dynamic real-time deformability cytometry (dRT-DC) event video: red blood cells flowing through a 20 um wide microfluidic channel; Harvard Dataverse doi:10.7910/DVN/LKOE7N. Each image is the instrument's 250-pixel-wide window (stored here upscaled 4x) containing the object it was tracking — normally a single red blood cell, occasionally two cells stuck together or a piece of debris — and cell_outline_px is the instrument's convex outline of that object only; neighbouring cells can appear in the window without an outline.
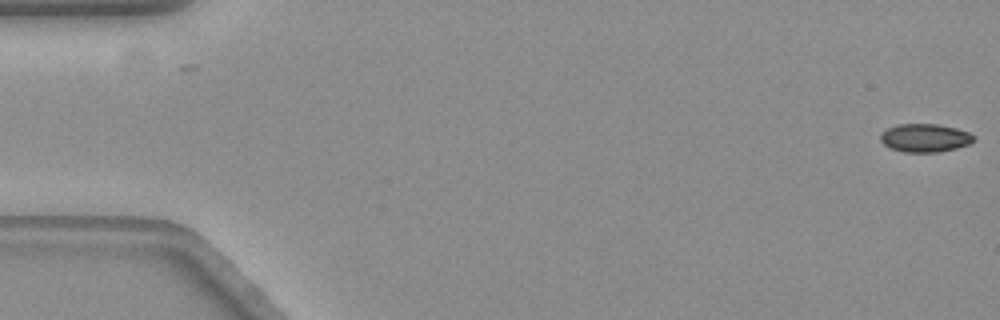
{"species": "common noctule bat (a hibernating species)", "species_latin": "Nyctalus noctula", "temperature_condition": "warm", "stored_images_in_passage": 59, "camera_frame_rate_fps": 3000, "um_per_image_px": 0.085, "animal": {"sex": "female", "body_mass_g": 19.3, "forearm_length_mm": 54.1}, "frame": {"image": 1, "passage_image": 1, "time_ms": 0.0, "image_size_px": [1000, 320], "cell_outline_px": [[976, 136], [968, 144], [956, 148], [940, 152], [904, 152], [892, 148], [884, 144], [880, 140], [880, 136], [888, 128], [900, 124], [936, 124], [956, 128], [968, 132]], "centroid_in_image_um": [78.63, 11.72], "position_along_channel_um": 6.4, "area_um2": 15.14}}
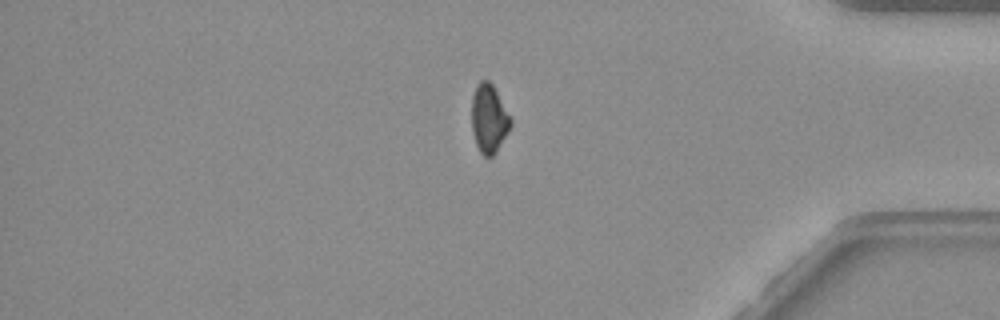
{"frame": {"image": 2, "passage_image": 49, "time_ms": 16.0, "image_size_px": [1000, 320], "cell_outline_px": [[512, 124], [508, 132], [496, 152], [492, 156], [484, 156], [480, 152], [476, 144], [472, 132], [472, 96], [476, 84], [480, 80], [488, 80], [492, 84], [512, 120]], "centroid_in_image_um": [41.55, 10.08], "position_along_channel_um": 393.7, "area_um2": 15.49}}
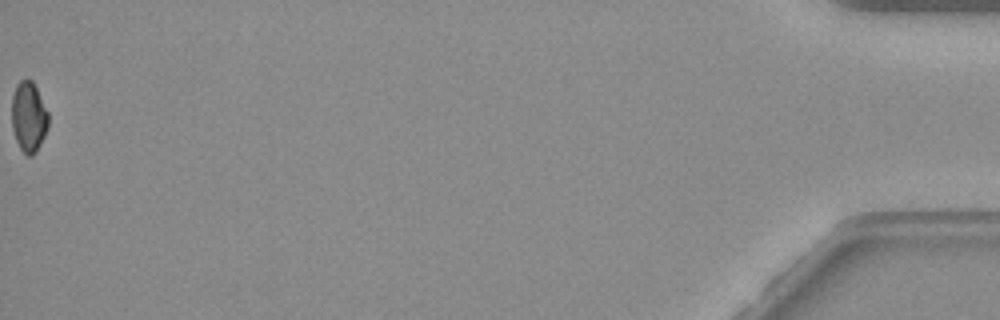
{"frame": {"image": 3, "passage_image": 59, "time_ms": 19.333, "image_size_px": [1000, 320], "cell_outline_px": [[48, 128], [36, 152], [32, 156], [28, 156], [20, 148], [16, 140], [12, 128], [12, 96], [16, 84], [20, 80], [32, 80], [48, 112]], "centroid_in_image_um": [2.43, 9.94], "position_along_channel_um": 432.8, "area_um2": 14.91}}